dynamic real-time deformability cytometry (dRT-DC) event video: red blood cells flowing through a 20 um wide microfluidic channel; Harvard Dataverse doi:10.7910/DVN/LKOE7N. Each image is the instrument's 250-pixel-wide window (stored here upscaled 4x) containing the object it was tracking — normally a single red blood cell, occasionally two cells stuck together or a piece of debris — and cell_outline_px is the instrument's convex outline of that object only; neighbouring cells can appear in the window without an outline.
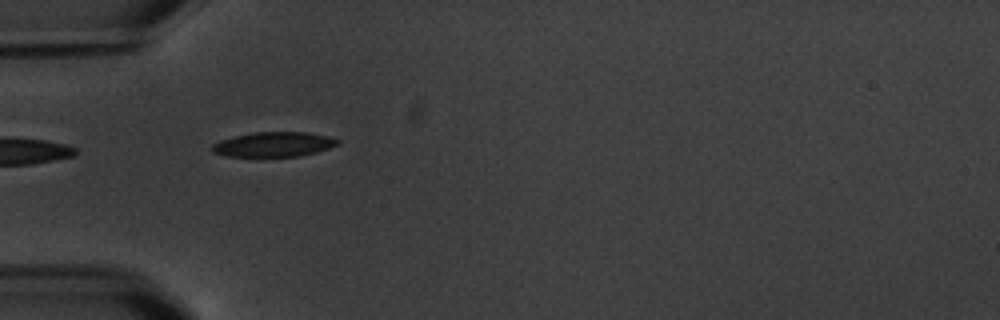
{"species": "common noctule bat (a hibernating species)", "species_latin": "Nyctalus noctula", "temperature_condition": "warm", "stored_images_in_passage": 3, "camera_frame_rate_fps": 3000, "um_per_image_px": 0.085, "animal": {"sex": "male", "body_mass_g": 20.1, "forearm_length_mm": 53.5}, "frame": {"image": 1, "passage_image": 2, "time_ms": 1.333, "image_size_px": [1000, 320], "cell_outline_px": [[340, 144], [316, 152], [300, 156], [228, 156], [212, 152], [212, 144], [220, 140], [252, 132], [308, 132], [328, 136], [340, 140]], "centroid_in_image_um": [23.29, 12.26], "position_along_channel_um": 61.7, "area_um2": 18.03}}